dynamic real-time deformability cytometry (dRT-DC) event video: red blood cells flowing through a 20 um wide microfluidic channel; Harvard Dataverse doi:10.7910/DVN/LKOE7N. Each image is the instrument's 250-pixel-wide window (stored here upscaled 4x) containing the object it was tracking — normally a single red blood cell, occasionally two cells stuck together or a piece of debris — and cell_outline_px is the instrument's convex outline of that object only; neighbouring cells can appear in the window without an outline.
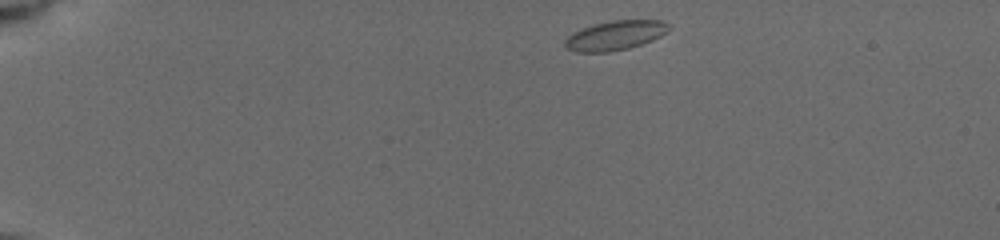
{"species": "common noctule bat (a hibernating species)", "species_latin": "Nyctalus noctula", "temperature_condition": "cold", "stored_images_in_passage": 76, "camera_frame_rate_fps": 3000, "um_per_image_px": 0.085, "animal": {"sex": "female", "body_mass_g": 19.5, "forearm_length_mm": 54.1}, "frame": {"image": 1, "passage_image": 1, "time_ms": 0.0, "image_size_px": [1000, 240], "cell_outline_px": [[672, 28], [668, 32], [652, 40], [628, 48], [608, 52], [576, 52], [568, 48], [564, 44], [564, 40], [568, 36], [584, 28], [596, 24], [612, 20], [660, 20], [668, 24]], "centroid_in_image_um": [52.33, 3.01], "position_along_channel_um": 32.7, "area_um2": 17.57}}
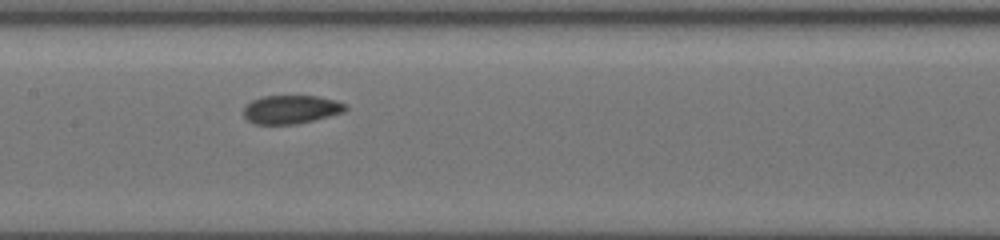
{"frame": {"image": 2, "passage_image": 33, "time_ms": 6.0, "image_size_px": [1000, 240], "cell_outline_px": [[348, 108], [344, 112], [296, 124], [256, 124], [248, 120], [244, 116], [244, 108], [252, 100], [264, 96], [316, 96], [332, 100], [344, 104]], "centroid_in_image_um": [24.71, 9.3], "position_along_channel_um": 182.7, "area_um2": 16.59}}
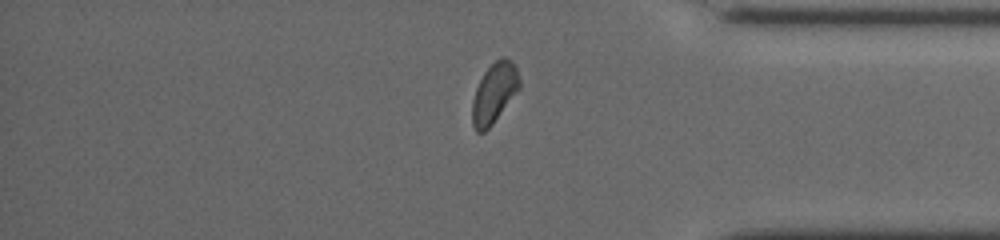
{"frame": {"image": 3, "passage_image": 58, "time_ms": 11.667, "image_size_px": [1000, 240], "cell_outline_px": [[520, 88], [492, 124], [484, 132], [476, 132], [472, 124], [472, 100], [476, 88], [484, 72], [496, 60], [504, 56], [512, 60], [516, 68], [520, 80]], "centroid_in_image_um": [42.01, 7.9], "position_along_channel_um": 393.2, "area_um2": 16.42}, "authors_computed_cell_mechanics": {"area_um2": 16.7042, "velocity_mm_per_s": 3.9163, "shape_relaxation_time_tau1_ms": 8.3826, "shape_relaxation_time_tau2_ms": 1.7872, "deformation_change_tau1": 0.1018, "deformation_change_tau2": 0.0608}}